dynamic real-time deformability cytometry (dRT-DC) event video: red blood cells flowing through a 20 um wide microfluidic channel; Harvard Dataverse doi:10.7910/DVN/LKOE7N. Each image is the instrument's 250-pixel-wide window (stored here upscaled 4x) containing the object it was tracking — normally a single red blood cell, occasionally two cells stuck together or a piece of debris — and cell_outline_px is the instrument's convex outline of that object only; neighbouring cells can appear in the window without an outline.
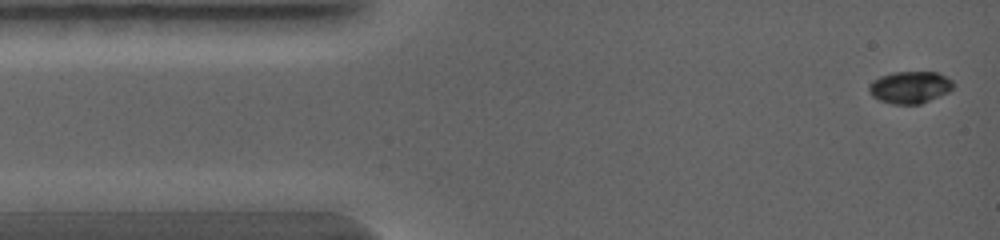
{"species": "common noctule bat (a hibernating species)", "species_latin": "Nyctalus noctula", "temperature_condition": "warm", "stored_images_in_passage": 32, "camera_frame_rate_fps": 5000, "um_per_image_px": 0.085, "animal": {"sex": "female", "body_mass_g": 19.0, "forearm_length_mm": 56.7}, "frame": {"image": 1, "passage_image": 1, "time_ms": 0.0, "image_size_px": [1000, 240], "cell_outline_px": [[952, 88], [948, 92], [920, 104], [892, 104], [880, 100], [872, 96], [868, 92], [868, 84], [872, 80], [880, 76], [892, 72], [936, 72], [952, 80]], "centroid_in_image_um": [77.29, 7.41], "position_along_channel_um": 7.7, "area_um2": 15.72}}
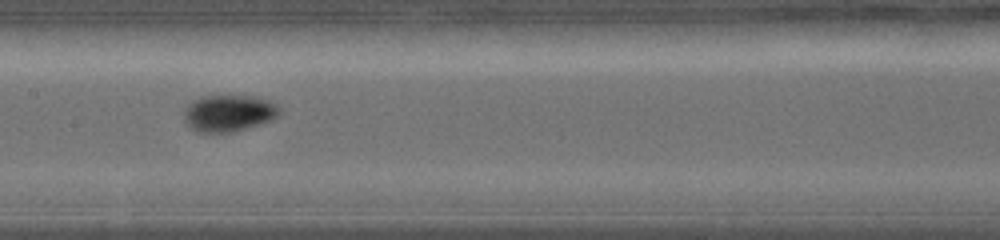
{"frame": {"image": 2, "passage_image": 14, "time_ms": 4.0, "image_size_px": [1000, 240], "cell_outline_px": [[280, 112], [276, 116], [260, 124], [232, 132], [200, 132], [192, 128], [184, 120], [184, 112], [188, 104], [192, 100], [200, 96], [256, 96], [268, 100], [276, 104], [280, 108]], "centroid_in_image_um": [19.42, 9.6], "position_along_channel_um": 188.0, "area_um2": 20.23}}
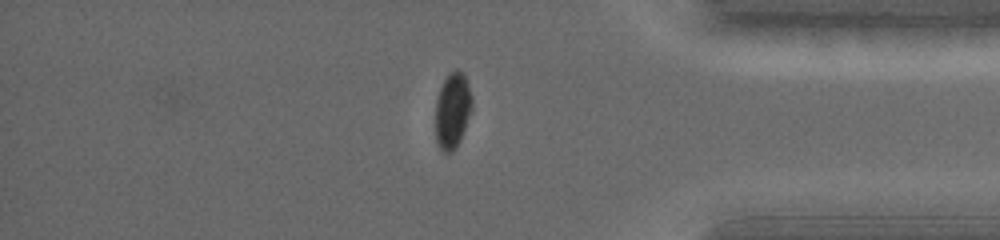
{"frame": {"image": 3, "passage_image": 25, "time_ms": 7.4, "image_size_px": [1000, 240], "cell_outline_px": [[472, 108], [460, 140], [452, 152], [444, 152], [440, 148], [436, 140], [436, 100], [440, 88], [444, 80], [456, 68], [464, 72], [472, 96]], "centroid_in_image_um": [38.47, 9.37], "position_along_channel_um": 396.7, "area_um2": 16.01}}